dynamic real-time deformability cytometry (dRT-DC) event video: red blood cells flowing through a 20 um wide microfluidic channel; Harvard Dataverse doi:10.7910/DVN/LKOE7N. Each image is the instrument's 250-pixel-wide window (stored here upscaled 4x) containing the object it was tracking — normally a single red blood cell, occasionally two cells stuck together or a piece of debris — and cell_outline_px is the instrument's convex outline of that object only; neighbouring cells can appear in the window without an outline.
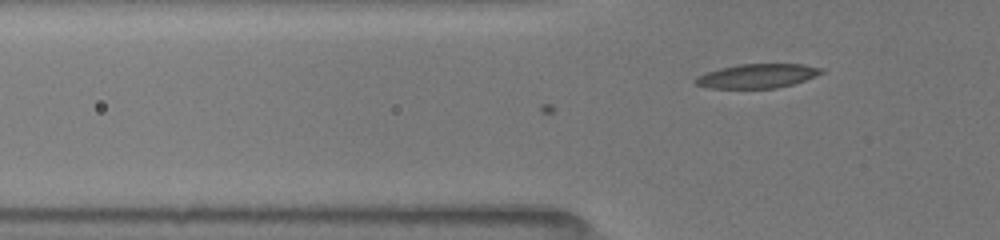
{"species": "common noctule bat (a hibernating species)", "species_latin": "Nyctalus noctula", "temperature_condition": "room temperature", "stored_images_in_passage": 2, "camera_frame_rate_fps": 3000, "um_per_image_px": 0.085, "animal": {"sex": "female", "body_mass_g": 19.5, "forearm_length_mm": 54.1}, "frame": {"image": 1, "passage_image": 2, "time_ms": 0.333, "image_size_px": [1000, 240], "cell_outline_px": [[824, 72], [816, 76], [792, 84], [776, 88], [708, 88], [696, 84], [692, 80], [696, 76], [720, 68], [740, 64], [804, 64], [824, 68]], "centroid_in_image_um": [64.37, 6.45], "position_along_channel_um": 61.4, "area_um2": 17.74}}